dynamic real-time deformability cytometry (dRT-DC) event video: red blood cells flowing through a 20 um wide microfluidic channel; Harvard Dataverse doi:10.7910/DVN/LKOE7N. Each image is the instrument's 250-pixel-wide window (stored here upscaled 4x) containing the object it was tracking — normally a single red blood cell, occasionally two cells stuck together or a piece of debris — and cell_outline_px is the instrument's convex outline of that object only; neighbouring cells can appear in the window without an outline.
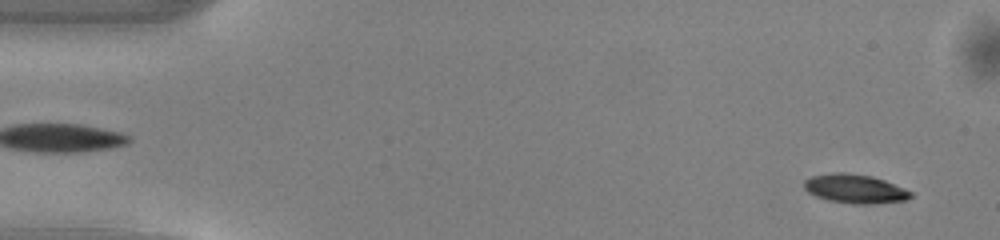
{"species": "common noctule bat (a hibernating species)", "species_latin": "Nyctalus noctula", "temperature_condition": "warm", "stored_images_in_passage": 49, "camera_frame_rate_fps": 3000, "um_per_image_px": 0.085, "animal": {"sex": "male", "body_mass_g": 13.0, "forearm_length_mm": 53.1}, "frame": {"image": 1, "passage_image": 2, "time_ms": 0.333, "image_size_px": [1000, 240], "cell_outline_px": [[912, 196], [908, 200], [876, 204], [852, 204], [828, 200], [816, 196], [808, 192], [804, 188], [804, 180], [812, 176], [836, 172], [844, 172], [872, 176], [884, 180], [904, 188], [912, 192]], "centroid_in_image_um": [72.69, 16.05], "position_along_channel_um": 12.3, "area_um2": 18.09}}
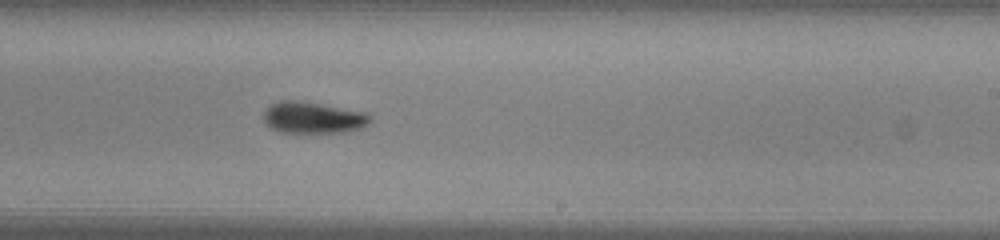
{"frame": {"image": 2, "passage_image": 29, "time_ms": 9.333, "image_size_px": [1000, 240], "cell_outline_px": [[372, 120], [368, 124], [360, 128], [348, 132], [280, 132], [268, 128], [264, 124], [264, 112], [272, 104], [280, 100], [288, 100], [320, 104], [364, 112], [372, 116]], "centroid_in_image_um": [26.6, 10.02], "position_along_channel_um": 262.4, "area_um2": 19.42}}
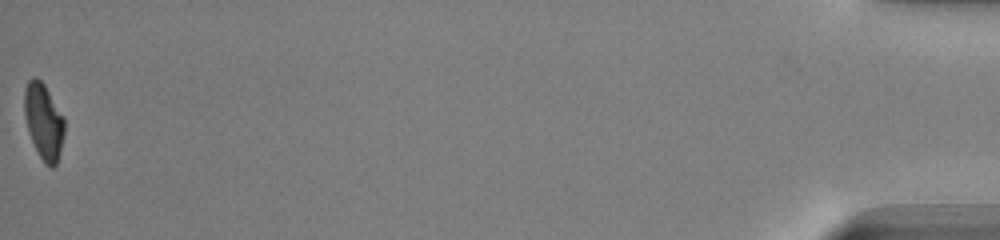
{"frame": {"image": 3, "passage_image": 49, "time_ms": 16.0, "image_size_px": [1000, 240], "cell_outline_px": [[64, 132], [60, 152], [56, 164], [52, 168], [48, 168], [40, 156], [28, 132], [24, 112], [24, 88], [28, 80], [32, 76], [36, 76], [44, 84], [64, 116]], "centroid_in_image_um": [3.7, 10.28], "position_along_channel_um": 431.5, "area_um2": 17.74}, "authors_computed_cell_mechanics": {"area_um2": 18.9584, "velocity_mm_per_s": 4.1202, "shape_relaxation_time_tau1_ms": 2.1557, "shape_relaxation_time_tau2_ms": 8.1864, "deformation_change_tau1": 0.1349, "deformation_change_tau2": 0.1359}}